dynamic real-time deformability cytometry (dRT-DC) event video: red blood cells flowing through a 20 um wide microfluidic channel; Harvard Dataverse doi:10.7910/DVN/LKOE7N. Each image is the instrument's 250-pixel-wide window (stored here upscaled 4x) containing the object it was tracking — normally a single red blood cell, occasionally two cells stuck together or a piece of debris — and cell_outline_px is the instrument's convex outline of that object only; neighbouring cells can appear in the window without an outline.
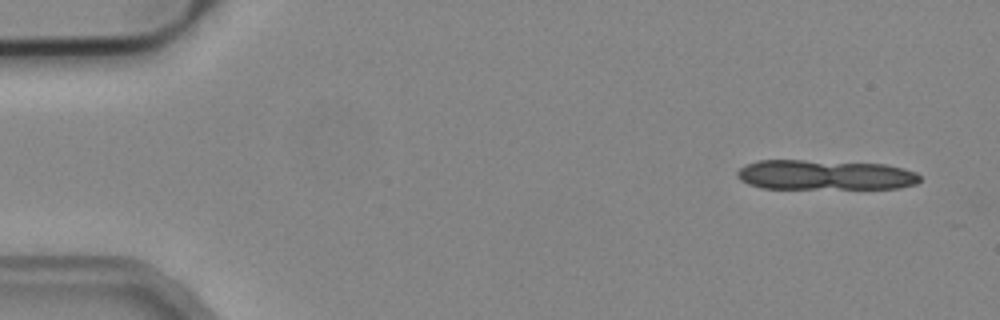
{"species": "common noctule bat (a hibernating species)", "species_latin": "Nyctalus noctula", "temperature_condition": "cold", "stored_images_in_passage": 10, "camera_frame_rate_fps": 3000, "um_per_image_px": 0.085, "animal": {"sex": "male", "body_mass_g": 19.2, "forearm_length_mm": 51.8}, "frame": {"image": 1, "passage_image": 3, "time_ms": 0.667, "image_size_px": [1000, 320], "cell_outline_px": [[920, 180], [916, 184], [900, 188], [760, 188], [748, 184], [740, 180], [736, 176], [736, 172], [744, 164], [756, 160], [804, 160], [888, 164], [904, 168], [916, 172], [920, 176]], "centroid_in_image_um": [70.1, 14.86], "position_along_channel_um": 14.9, "area_um2": 32.19}}